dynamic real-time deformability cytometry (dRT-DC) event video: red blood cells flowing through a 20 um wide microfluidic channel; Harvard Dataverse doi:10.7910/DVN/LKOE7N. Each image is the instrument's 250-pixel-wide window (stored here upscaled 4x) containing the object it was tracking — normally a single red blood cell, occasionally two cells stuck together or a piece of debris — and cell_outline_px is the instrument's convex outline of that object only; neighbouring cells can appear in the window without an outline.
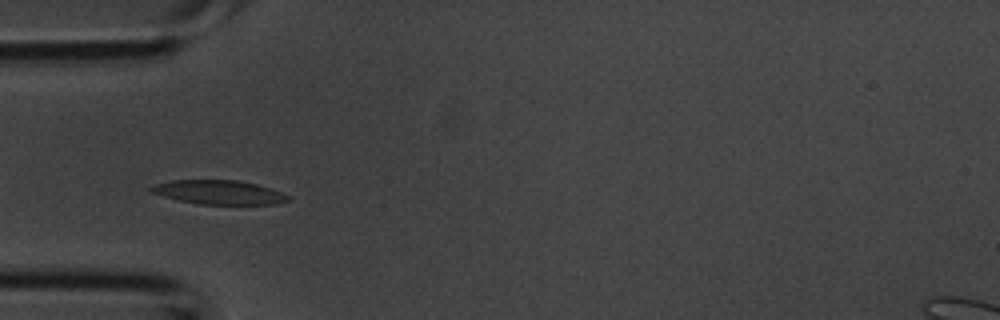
{"species": "common noctule bat (a hibernating species)", "species_latin": "Nyctalus noctula", "temperature_condition": "room temperature", "stored_images_in_passage": 2, "camera_frame_rate_fps": 3000, "um_per_image_px": 0.085, "animal": {"sex": "male", "body_mass_g": 20.1, "forearm_length_mm": 53.5}, "frame": {"image": 1, "passage_image": 2, "time_ms": 0.333, "image_size_px": [1000, 320], "cell_outline_px": [[292, 196], [288, 200], [276, 204], [196, 204], [176, 200], [148, 192], [148, 188], [156, 184], [172, 180], [236, 180], [256, 184], [272, 188]], "centroid_in_image_um": [18.58, 16.35], "position_along_channel_um": 66.4, "area_um2": 19.42}}